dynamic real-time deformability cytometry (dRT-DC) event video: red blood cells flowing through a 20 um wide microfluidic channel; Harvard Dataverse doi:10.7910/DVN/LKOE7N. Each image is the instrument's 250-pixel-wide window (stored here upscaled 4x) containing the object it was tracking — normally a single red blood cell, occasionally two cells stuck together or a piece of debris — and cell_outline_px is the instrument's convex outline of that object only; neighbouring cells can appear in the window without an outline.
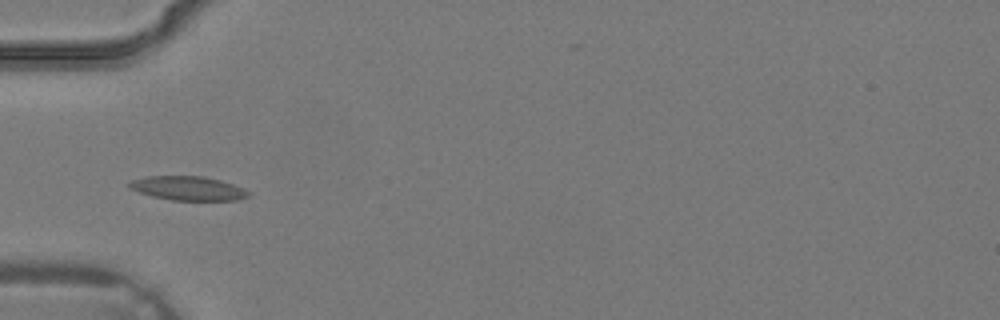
{"species": "common noctule bat (a hibernating species)", "species_latin": "Nyctalus noctula", "temperature_condition": "warm", "stored_images_in_passage": 5, "camera_frame_rate_fps": 3000, "um_per_image_px": 0.085, "animal": {"sex": "male", "body_mass_g": 19.2, "forearm_length_mm": 51.8}, "frame": {"image": 1, "passage_image": 4, "time_ms": 1.0, "image_size_px": [1000, 320], "cell_outline_px": [[248, 196], [236, 200], [172, 200], [152, 196], [128, 188], [128, 184], [132, 180], [148, 176], [204, 176], [220, 180], [244, 188], [248, 192]], "centroid_in_image_um": [15.96, 16.0], "position_along_channel_um": 69.0, "area_um2": 16.53}}